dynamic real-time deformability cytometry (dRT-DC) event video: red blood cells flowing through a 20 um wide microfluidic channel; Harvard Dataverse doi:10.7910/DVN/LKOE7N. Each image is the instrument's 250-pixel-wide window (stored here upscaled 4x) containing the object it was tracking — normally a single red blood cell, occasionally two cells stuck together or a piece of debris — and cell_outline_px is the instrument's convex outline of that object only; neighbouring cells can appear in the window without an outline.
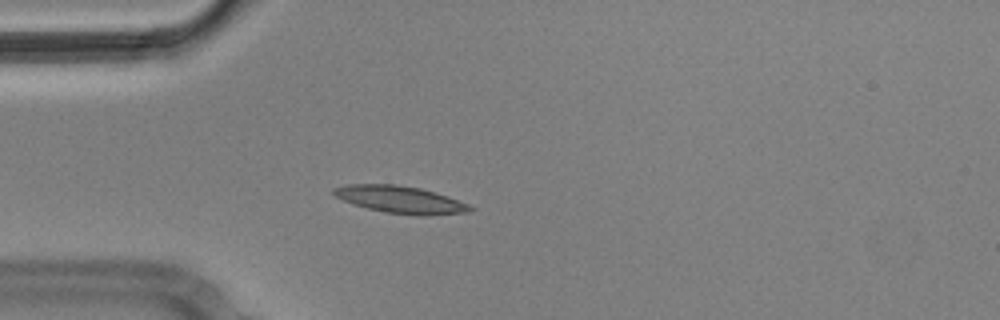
{"species": "Egyptian fruit bat (a non-hibernating species)", "species_latin": "Rousettus aegyptiacus", "temperature_condition": "cold", "stored_images_in_passage": 5, "camera_frame_rate_fps": 3000, "um_per_image_px": 0.085, "animal": {"sex": "male"}, "frame": {"image": 1, "passage_image": 4, "time_ms": 1.0, "image_size_px": [1000, 320], "cell_outline_px": [[476, 208], [472, 212], [428, 216], [416, 216], [384, 212], [352, 204], [336, 196], [332, 192], [332, 188], [348, 184], [396, 184], [420, 188], [448, 196], [468, 204]], "centroid_in_image_um": [34.08, 16.98], "position_along_channel_um": 50.9, "area_um2": 21.91}}